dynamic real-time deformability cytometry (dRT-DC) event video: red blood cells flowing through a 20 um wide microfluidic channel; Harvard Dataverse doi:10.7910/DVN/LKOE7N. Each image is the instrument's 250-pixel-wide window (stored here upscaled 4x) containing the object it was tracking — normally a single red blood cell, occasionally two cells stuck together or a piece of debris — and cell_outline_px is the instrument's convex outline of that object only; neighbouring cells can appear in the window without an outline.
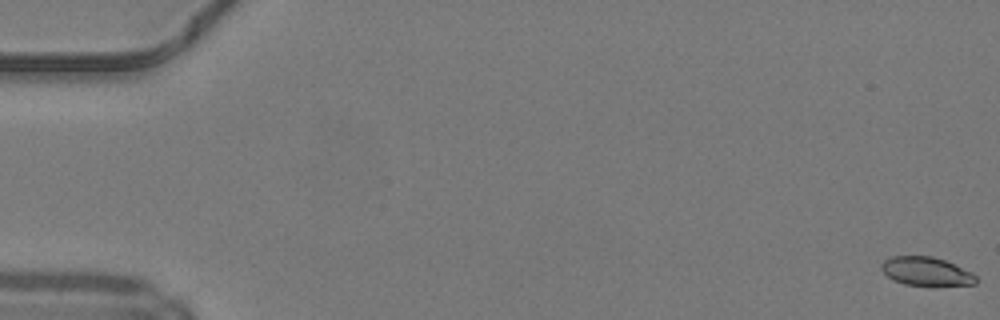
{"species": "common noctule bat (a hibernating species)", "species_latin": "Nyctalus noctula", "temperature_condition": "warm", "stored_images_in_passage": 50, "camera_frame_rate_fps": 3000, "um_per_image_px": 0.085, "animal": {"sex": "male", "body_mass_g": 19.2, "forearm_length_mm": 51.8}, "frame": {"image": 1, "passage_image": 1, "time_ms": 0.0, "image_size_px": [1000, 320], "cell_outline_px": [[976, 284], [904, 284], [892, 280], [880, 268], [880, 264], [884, 260], [892, 256], [932, 256], [944, 260], [972, 272], [976, 276]], "centroid_in_image_um": [78.68, 23.04], "position_along_channel_um": 6.3, "area_um2": 15.37}}
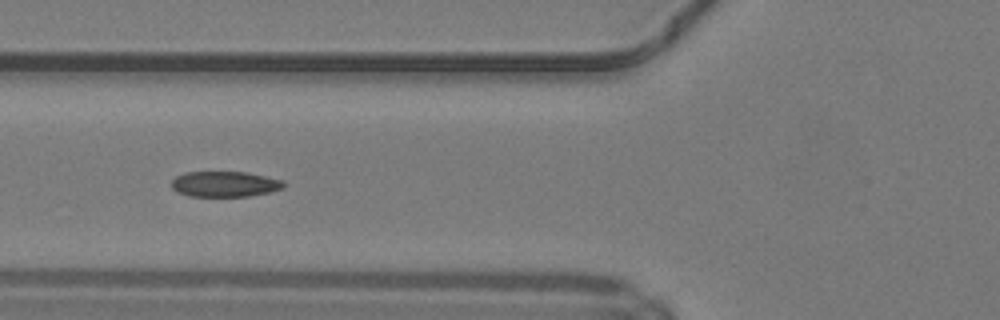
{"frame": {"image": 2, "passage_image": 20, "time_ms": 6.333, "image_size_px": [1000, 320], "cell_outline_px": [[284, 188], [272, 192], [248, 196], [188, 196], [176, 192], [172, 188], [172, 180], [176, 176], [184, 172], [248, 172], [280, 180], [284, 184]], "centroid_in_image_um": [19.08, 15.65], "position_along_channel_um": 106.7, "area_um2": 16.7}}
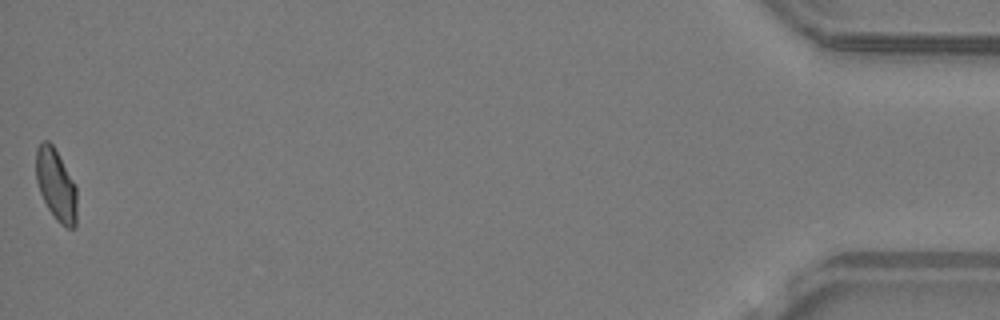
{"frame": {"image": 3, "passage_image": 50, "time_ms": 16.333, "image_size_px": [1000, 320], "cell_outline_px": [[76, 228], [68, 228], [60, 224], [56, 220], [48, 208], [40, 192], [36, 180], [36, 148], [44, 140], [48, 140], [52, 144], [72, 180], [76, 188]], "centroid_in_image_um": [4.75, 15.74], "position_along_channel_um": 430.4, "area_um2": 16.76}, "authors_computed_cell_mechanics": {"area_um2": 17.0799, "velocity_mm_per_s": 4.2163, "shape_relaxation_time_tau1_ms": 9.7908, "shape_relaxation_time_tau2_ms": 1.5235, "deformation_change_tau1": 0.215, "deformation_change_tau2": 0.0595}}